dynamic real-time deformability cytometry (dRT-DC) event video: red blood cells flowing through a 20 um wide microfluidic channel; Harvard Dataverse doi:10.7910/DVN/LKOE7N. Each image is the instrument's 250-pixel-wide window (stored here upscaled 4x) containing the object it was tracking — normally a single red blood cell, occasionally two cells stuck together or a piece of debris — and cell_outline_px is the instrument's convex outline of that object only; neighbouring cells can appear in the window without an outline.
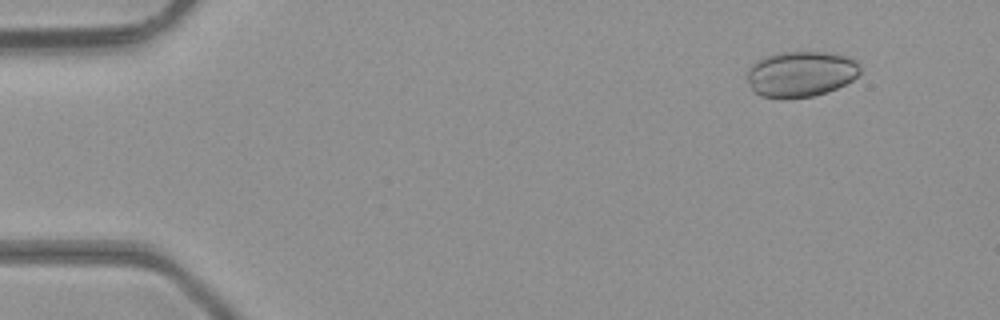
{"species": "common noctule bat (a hibernating species)", "species_latin": "Nyctalus noctula", "temperature_condition": "room temperature", "stored_images_in_passage": 6, "camera_frame_rate_fps": 3000, "um_per_image_px": 0.085, "animal": {"sex": "male", "body_mass_g": 23.1, "forearm_length_mm": 52.7}, "frame": {"image": 1, "passage_image": 2, "time_ms": 0.333, "image_size_px": [1000, 320], "cell_outline_px": [[860, 72], [852, 80], [828, 92], [812, 96], [760, 96], [752, 92], [748, 80], [748, 68], [756, 60], [780, 52], [824, 52], [848, 56], [856, 60], [860, 68]], "centroid_in_image_um": [68.07, 6.26], "position_along_channel_um": 16.9, "area_um2": 29.65}}